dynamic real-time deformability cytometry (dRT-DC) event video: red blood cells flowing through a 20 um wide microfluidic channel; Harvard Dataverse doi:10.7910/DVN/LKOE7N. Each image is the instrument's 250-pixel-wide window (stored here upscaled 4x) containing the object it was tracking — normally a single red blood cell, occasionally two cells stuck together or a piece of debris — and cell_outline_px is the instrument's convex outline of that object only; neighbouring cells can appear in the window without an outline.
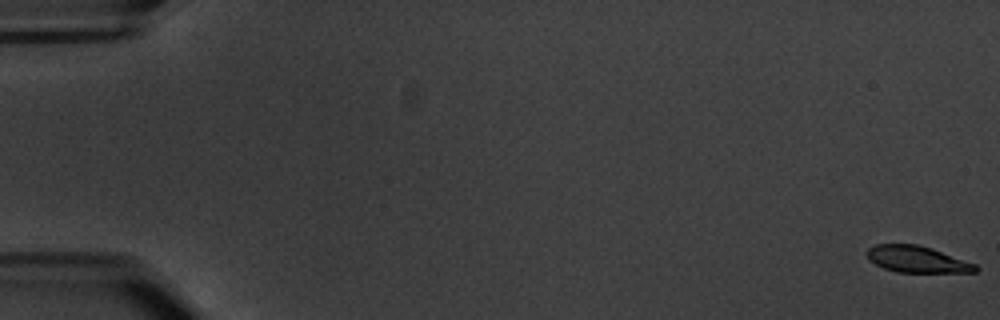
{"species": "common noctule bat (a hibernating species)", "species_latin": "Nyctalus noctula", "temperature_condition": "warm", "stored_images_in_passage": 7, "camera_frame_rate_fps": 3000, "um_per_image_px": 0.085, "animal": {"sex": "male", "body_mass_g": 20.1, "forearm_length_mm": 53.5}, "frame": {"image": 1, "passage_image": 1, "time_ms": 0.0, "image_size_px": [1000, 320], "cell_outline_px": [[980, 268], [976, 272], [896, 272], [884, 268], [868, 260], [868, 248], [876, 244], [916, 244], [932, 248], [976, 264]], "centroid_in_image_um": [77.96, 22.04], "position_along_channel_um": 7.0, "area_um2": 16.7}}
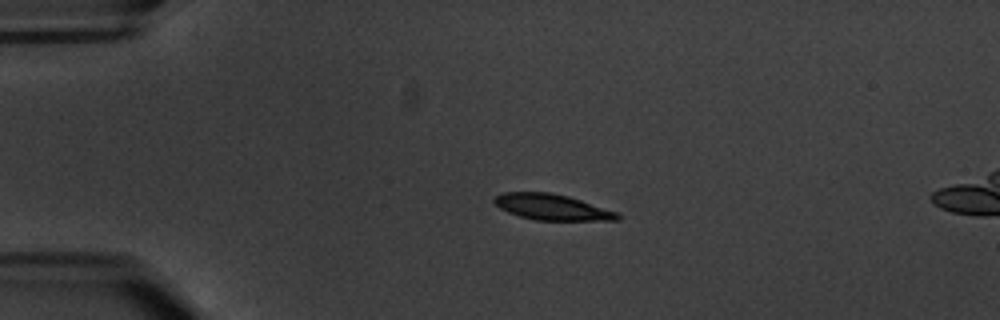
{"frame": {"image": 2, "passage_image": 5, "time_ms": 4.667, "image_size_px": [1000, 320], "cell_outline_px": [[620, 220], [536, 220], [520, 216], [508, 212], [500, 208], [492, 200], [496, 196], [504, 192], [548, 192], [568, 196], [616, 212], [620, 216]], "centroid_in_image_um": [46.89, 17.6], "position_along_channel_um": 38.1, "area_um2": 18.26}}